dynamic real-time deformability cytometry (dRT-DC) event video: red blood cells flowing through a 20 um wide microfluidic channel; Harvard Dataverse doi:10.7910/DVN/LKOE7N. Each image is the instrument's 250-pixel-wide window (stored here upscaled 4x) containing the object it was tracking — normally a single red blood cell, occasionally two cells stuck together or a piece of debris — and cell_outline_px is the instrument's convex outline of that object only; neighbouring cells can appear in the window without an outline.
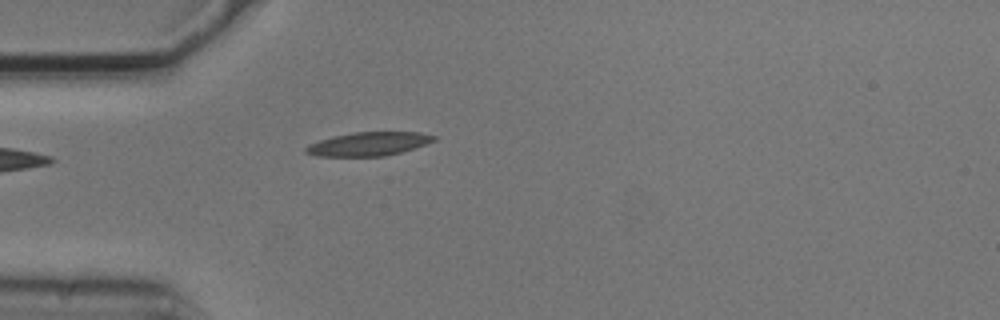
{"species": "common noctule bat (a hibernating species)", "species_latin": "Nyctalus noctula", "temperature_condition": "cold", "stored_images_in_passage": 4, "camera_frame_rate_fps": 3000, "um_per_image_px": 0.085, "animal": {"sex": "male", "body_mass_g": 20.5, "forearm_length_mm": 52.5}, "frame": {"image": 1, "passage_image": 4, "time_ms": 1.0, "image_size_px": [1000, 320], "cell_outline_px": [[436, 140], [400, 152], [384, 156], [316, 156], [304, 152], [304, 148], [308, 144], [332, 136], [352, 132], [420, 132], [436, 136]], "centroid_in_image_um": [31.28, 12.23], "position_along_channel_um": 53.7, "area_um2": 17.57}}